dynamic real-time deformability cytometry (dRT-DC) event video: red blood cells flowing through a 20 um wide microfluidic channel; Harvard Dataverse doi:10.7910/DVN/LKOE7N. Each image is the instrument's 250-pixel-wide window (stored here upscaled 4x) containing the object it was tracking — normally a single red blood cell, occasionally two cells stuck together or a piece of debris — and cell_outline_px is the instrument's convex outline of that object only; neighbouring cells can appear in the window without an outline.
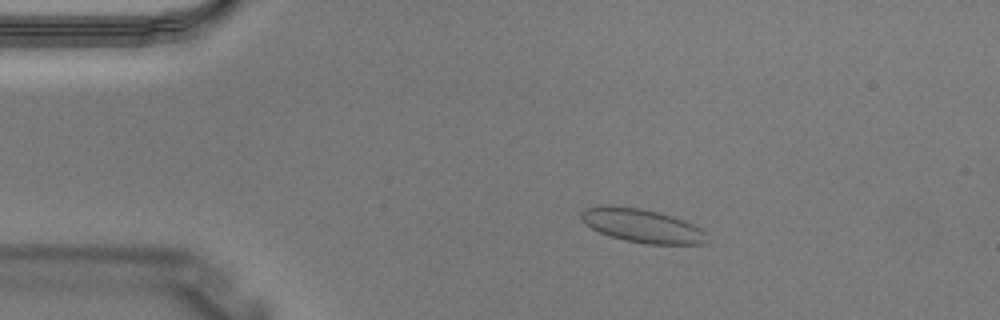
{"species": "Egyptian fruit bat (a non-hibernating species)", "species_latin": "Rousettus aegyptiacus", "temperature_condition": "warm", "stored_images_in_passage": 3, "camera_frame_rate_fps": 3000, "um_per_image_px": 0.085, "animal": {"sex": "male"}, "frame": {"image": 1, "passage_image": 2, "time_ms": 0.333, "image_size_px": [1000, 320], "cell_outline_px": [[708, 244], [644, 244], [624, 240], [600, 232], [592, 228], [580, 216], [580, 212], [584, 208], [608, 204], [612, 204], [640, 208], [672, 216], [684, 220], [700, 228], [704, 232], [708, 240]], "centroid_in_image_um": [54.58, 19.17], "position_along_channel_um": 30.4, "area_um2": 24.62}}